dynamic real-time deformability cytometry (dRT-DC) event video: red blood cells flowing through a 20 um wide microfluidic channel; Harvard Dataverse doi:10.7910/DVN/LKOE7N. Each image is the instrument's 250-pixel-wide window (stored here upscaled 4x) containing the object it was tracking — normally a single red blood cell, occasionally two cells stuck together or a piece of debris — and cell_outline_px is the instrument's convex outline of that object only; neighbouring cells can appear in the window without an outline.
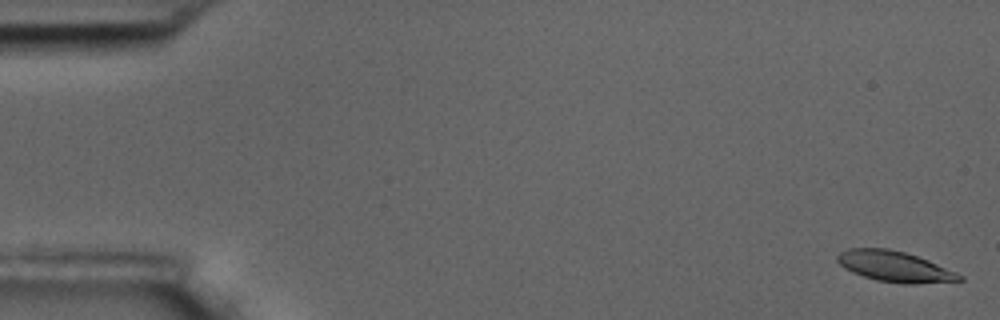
{"species": "common noctule bat (a hibernating species)", "species_latin": "Nyctalus noctula", "temperature_condition": "room temperature", "stored_images_in_passage": 56, "camera_frame_rate_fps": 3000, "um_per_image_px": 0.085, "animal": {"sex": "male", "body_mass_g": 17.5, "forearm_length_mm": 52.3}, "frame": {"image": 1, "passage_image": 2, "time_ms": 0.333, "image_size_px": [1000, 320], "cell_outline_px": [[964, 280], [916, 284], [904, 284], [876, 280], [852, 272], [844, 268], [836, 260], [836, 256], [840, 252], [848, 248], [888, 248], [904, 252], [928, 260], [956, 272], [964, 276]], "centroid_in_image_um": [76.04, 22.65], "position_along_channel_um": 9.0, "area_um2": 21.79}}
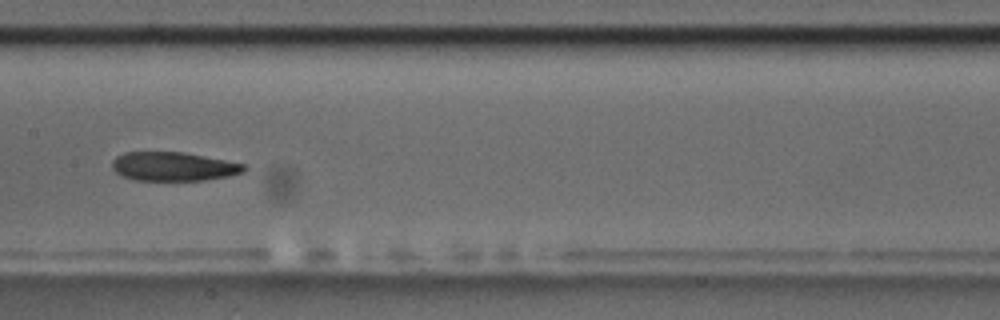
{"frame": {"image": 2, "passage_image": 29, "time_ms": 9.333, "image_size_px": [1000, 320], "cell_outline_px": [[248, 168], [244, 172], [228, 176], [204, 180], [136, 180], [120, 176], [112, 168], [112, 160], [116, 156], [124, 152], [184, 152], [244, 164]], "centroid_in_image_um": [14.72, 14.15], "position_along_channel_um": 192.7, "area_um2": 22.2}}
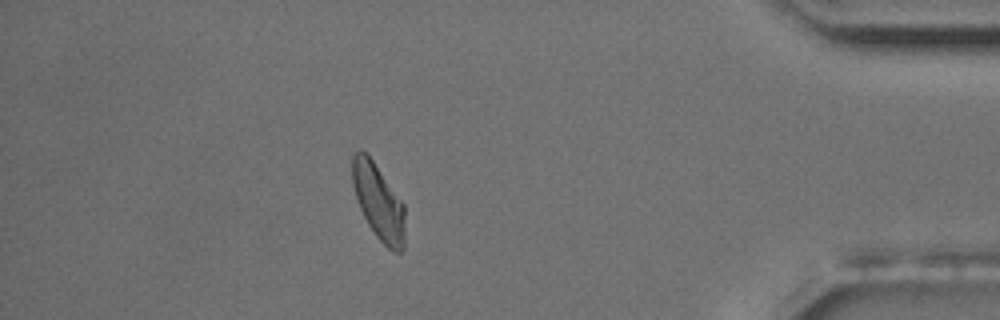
{"frame": {"image": 3, "passage_image": 50, "time_ms": 16.333, "image_size_px": [1000, 320], "cell_outline_px": [[404, 248], [400, 252], [396, 252], [388, 248], [376, 236], [368, 224], [360, 208], [352, 184], [352, 156], [360, 148], [368, 152], [404, 204]], "centroid_in_image_um": [32.16, 17.11], "position_along_channel_um": 403.0, "area_um2": 23.29}, "authors_computed_cell_mechanics": {"area_um2": 23.2645, "velocity_mm_per_s": 3.6177, "shape_relaxation_time_tau1_ms": 4.7202, "shape_relaxation_time_tau2_ms": 11.2535, "deformation_change_tau1": 0.1549, "deformation_change_tau2": 0.1822}}